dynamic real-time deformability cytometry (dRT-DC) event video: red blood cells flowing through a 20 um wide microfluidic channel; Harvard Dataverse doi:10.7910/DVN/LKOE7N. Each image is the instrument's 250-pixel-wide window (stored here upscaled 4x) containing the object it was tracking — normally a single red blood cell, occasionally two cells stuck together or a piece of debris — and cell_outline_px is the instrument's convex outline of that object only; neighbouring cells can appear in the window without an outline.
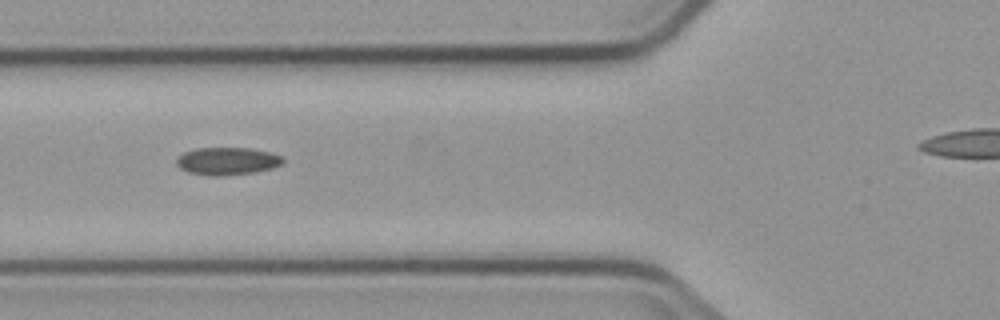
{"species": "common noctule bat (a hibernating species)", "species_latin": "Nyctalus noctula", "temperature_condition": "cold", "stored_images_in_passage": 4, "camera_frame_rate_fps": 3000, "um_per_image_px": 0.085, "animal": {"sex": "male", "body_mass_g": 23.1, "forearm_length_mm": 52.7}, "frame": {"image": 1, "passage_image": 4, "time_ms": 3.333, "image_size_px": [1000, 320], "cell_outline_px": [[284, 164], [272, 168], [256, 172], [220, 176], [212, 176], [188, 172], [180, 168], [176, 164], [176, 160], [184, 152], [196, 148], [248, 148], [268, 152], [280, 156], [284, 160]], "centroid_in_image_um": [19.32, 13.7], "position_along_channel_um": 106.5, "area_um2": 17.05}}